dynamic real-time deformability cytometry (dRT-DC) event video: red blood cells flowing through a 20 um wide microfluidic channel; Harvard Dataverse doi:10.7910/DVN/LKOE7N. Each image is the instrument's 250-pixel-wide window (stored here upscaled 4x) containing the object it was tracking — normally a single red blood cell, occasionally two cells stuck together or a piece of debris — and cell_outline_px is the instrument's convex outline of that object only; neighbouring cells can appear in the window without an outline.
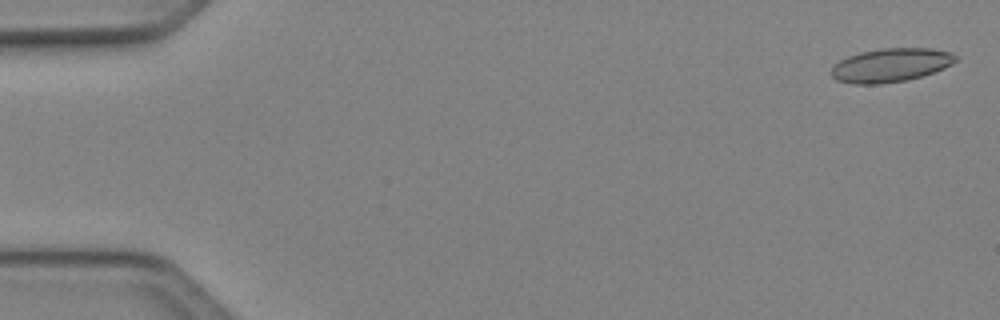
{"species": "Egyptian fruit bat (a non-hibernating species)", "species_latin": "Rousettus aegyptiacus", "temperature_condition": "cold", "stored_images_in_passage": 50, "camera_frame_rate_fps": 3000, "um_per_image_px": 0.085, "animal": {"sex": "female"}, "frame": {"image": 1, "passage_image": 2, "time_ms": 0.333, "image_size_px": [1000, 320], "cell_outline_px": [[956, 60], [952, 64], [944, 68], [908, 80], [880, 84], [852, 84], [836, 80], [832, 76], [832, 64], [848, 56], [860, 52], [880, 48], [932, 48], [952, 52], [956, 56]], "centroid_in_image_um": [75.69, 5.53], "position_along_channel_um": 9.3, "area_um2": 24.51}}
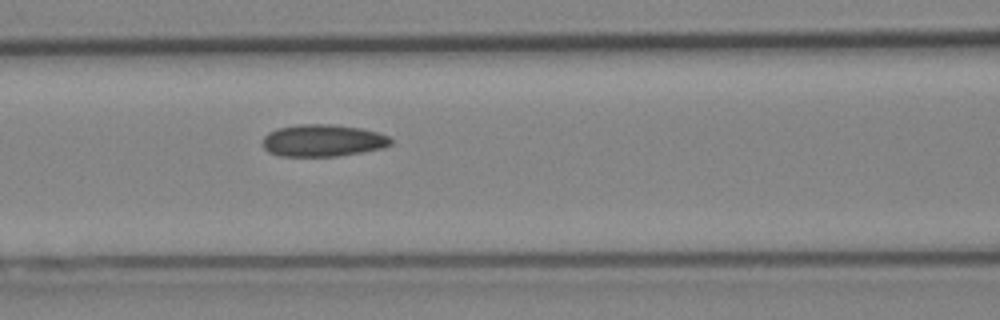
{"frame": {"image": 2, "passage_image": 22, "time_ms": 7.0, "image_size_px": [1000, 320], "cell_outline_px": [[392, 144], [380, 148], [360, 152], [336, 156], [280, 156], [268, 152], [264, 148], [264, 136], [268, 132], [276, 128], [300, 124], [332, 124], [360, 128], [376, 132], [388, 136], [392, 140]], "centroid_in_image_um": [27.41, 11.94], "position_along_channel_um": 139.2, "area_um2": 23.81}}
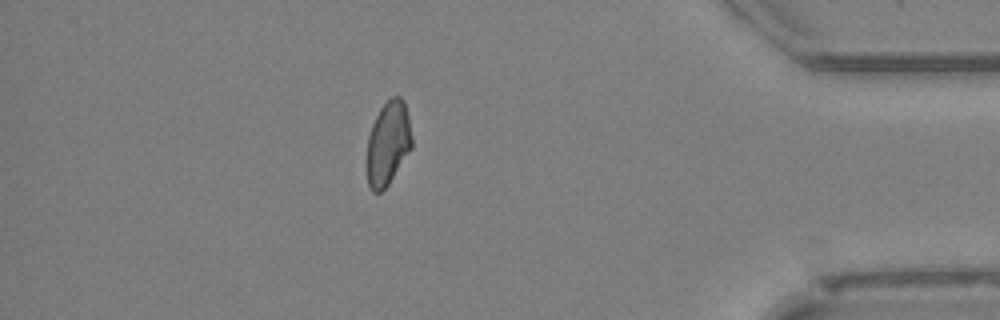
{"frame": {"image": 3, "passage_image": 44, "time_ms": 14.333, "image_size_px": [1000, 320], "cell_outline_px": [[412, 148], [388, 184], [380, 192], [372, 192], [368, 184], [368, 136], [372, 124], [380, 108], [392, 96], [400, 96], [404, 100], [408, 116], [412, 136]], "centroid_in_image_um": [33.0, 12.15], "position_along_channel_um": 402.2, "area_um2": 21.73}, "authors_computed_cell_mechanics": {"area_um2": 23.4379, "velocity_mm_per_s": 4.1251, "shape_relaxation_time_tau1_ms": null, "shape_relaxation_time_tau2_ms": 2.2696, "deformation_change_tau1": null, "deformation_change_tau2": 0.0629}}